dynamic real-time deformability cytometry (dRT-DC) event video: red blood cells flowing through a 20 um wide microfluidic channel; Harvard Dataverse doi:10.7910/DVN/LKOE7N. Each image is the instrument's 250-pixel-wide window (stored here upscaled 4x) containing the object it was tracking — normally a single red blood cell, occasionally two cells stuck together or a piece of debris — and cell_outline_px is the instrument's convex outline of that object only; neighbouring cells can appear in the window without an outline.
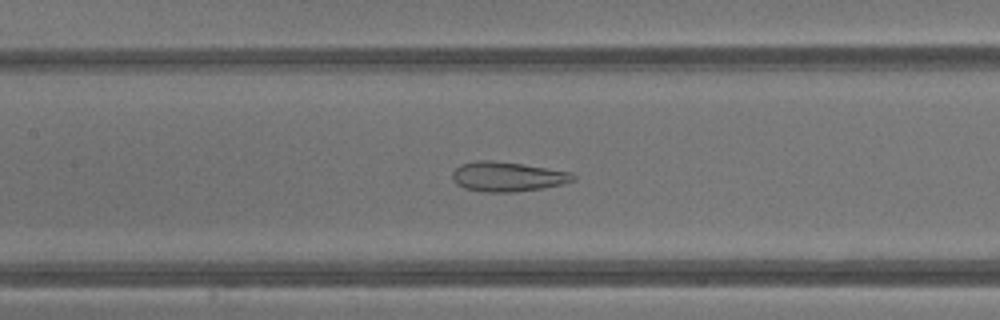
{"species": "common noctule bat (a hibernating species)", "species_latin": "Nyctalus noctula", "temperature_condition": "warm", "stored_images_in_passage": 41, "camera_frame_rate_fps": 3000, "um_per_image_px": 0.085, "animal": {"sex": "male", "body_mass_g": 13.3}, "frame": {"image": 1, "passage_image": 19, "time_ms": 6.0, "image_size_px": [1000, 320], "cell_outline_px": [[576, 180], [564, 184], [544, 188], [516, 192], [484, 192], [464, 188], [456, 184], [452, 180], [452, 172], [460, 164], [476, 160], [492, 160], [520, 164], [572, 172], [576, 176]], "centroid_in_image_um": [43.13, 15.02], "position_along_channel_um": 164.3, "area_um2": 21.1}}
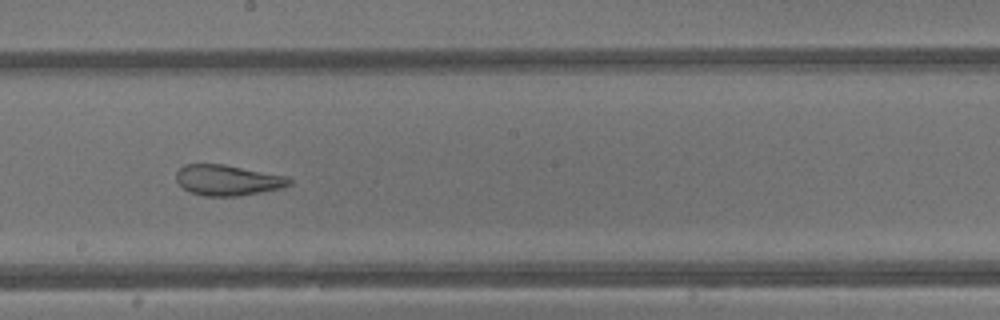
{"frame": {"image": 2, "passage_image": 23, "time_ms": 7.333, "image_size_px": [1000, 320], "cell_outline_px": [[292, 184], [280, 188], [260, 192], [236, 196], [204, 196], [188, 192], [176, 180], [176, 172], [184, 164], [224, 164], [288, 176], [292, 180]], "centroid_in_image_um": [19.35, 15.31], "position_along_channel_um": 228.9, "area_um2": 20.23}}
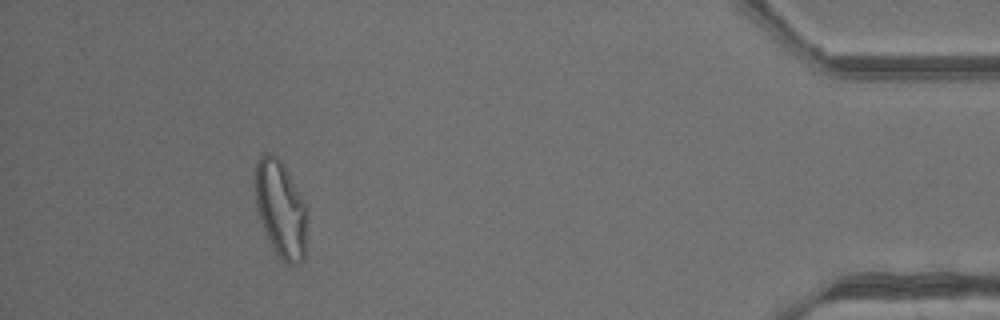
{"frame": {"image": 3, "passage_image": 38, "time_ms": 12.333, "image_size_px": [1000, 320], "cell_outline_px": [[308, 208], [304, 260], [300, 264], [288, 264], [276, 252], [260, 220], [256, 204], [256, 164], [260, 156], [264, 152], [268, 152], [276, 156], [284, 164]], "centroid_in_image_um": [23.9, 17.75], "position_along_channel_um": 411.3, "area_um2": 29.13}, "authors_computed_cell_mechanics": {"area_um2": 28.4376, "velocity_mm_per_s": 4.8703, "shape_relaxation_time_tau1_ms": null, "shape_relaxation_time_tau2_ms": 1.0867, "deformation_change_tau1": null, "deformation_change_tau2": 0.1006}}